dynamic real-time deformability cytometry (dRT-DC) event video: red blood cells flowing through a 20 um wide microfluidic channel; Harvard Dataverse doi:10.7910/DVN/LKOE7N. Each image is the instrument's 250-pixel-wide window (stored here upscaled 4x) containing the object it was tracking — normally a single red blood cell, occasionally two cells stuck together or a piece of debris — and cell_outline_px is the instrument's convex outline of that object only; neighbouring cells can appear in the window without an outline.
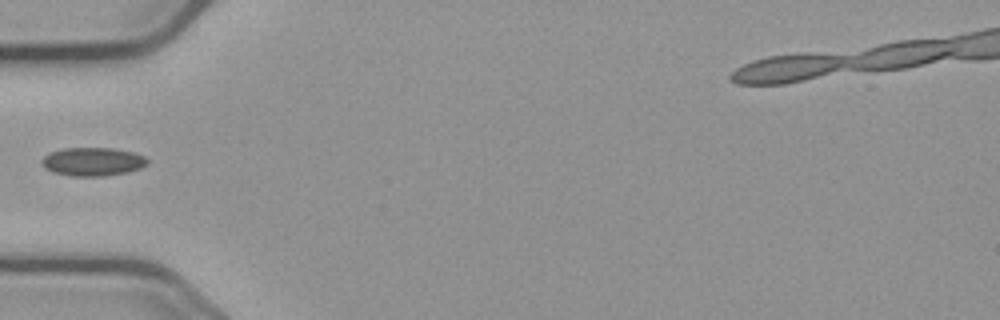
{"species": "common noctule bat (a hibernating species)", "species_latin": "Nyctalus noctula", "temperature_condition": "cold", "stored_images_in_passage": 13, "camera_frame_rate_fps": 3000, "um_per_image_px": 0.085, "animal": {"sex": "male", "body_mass_g": 23.1, "forearm_length_mm": 52.7}, "frame": {"image": 1, "passage_image": 1, "time_ms": 0.0, "image_size_px": [1000, 320], "cell_outline_px": [[148, 164], [140, 168], [128, 172], [100, 176], [72, 176], [52, 172], [44, 168], [40, 160], [44, 156], [52, 152], [64, 148], [112, 148], [132, 152], [144, 156], [148, 160]], "centroid_in_image_um": [7.87, 13.74], "position_along_channel_um": 77.1, "area_um2": 17.46}}
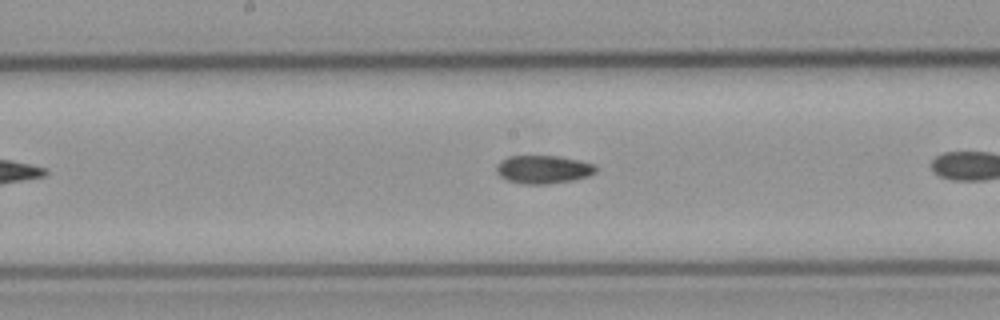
{"frame": {"image": 2, "passage_image": 8, "time_ms": 2.333, "image_size_px": [1000, 320], "cell_outline_px": [[596, 172], [588, 176], [572, 180], [548, 184], [524, 184], [508, 180], [500, 176], [496, 172], [496, 164], [500, 160], [508, 156], [560, 156], [596, 164]], "centroid_in_image_um": [46.17, 14.39], "position_along_channel_um": 202.0, "area_um2": 16.42}}
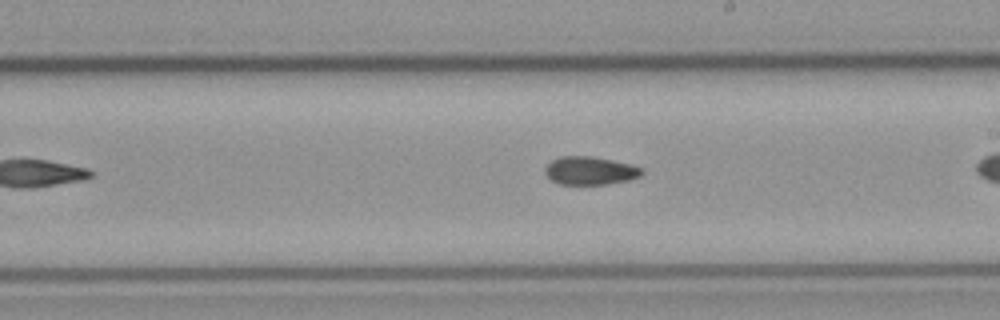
{"frame": {"image": 3, "passage_image": 11, "time_ms": 3.333, "image_size_px": [1000, 320], "cell_outline_px": [[644, 172], [640, 176], [628, 180], [608, 184], [560, 184], [552, 180], [544, 172], [544, 168], [552, 160], [560, 156], [592, 156], [612, 160], [628, 164], [640, 168]], "centroid_in_image_um": [50.13, 14.5], "position_along_channel_um": 238.9, "area_um2": 15.72}}